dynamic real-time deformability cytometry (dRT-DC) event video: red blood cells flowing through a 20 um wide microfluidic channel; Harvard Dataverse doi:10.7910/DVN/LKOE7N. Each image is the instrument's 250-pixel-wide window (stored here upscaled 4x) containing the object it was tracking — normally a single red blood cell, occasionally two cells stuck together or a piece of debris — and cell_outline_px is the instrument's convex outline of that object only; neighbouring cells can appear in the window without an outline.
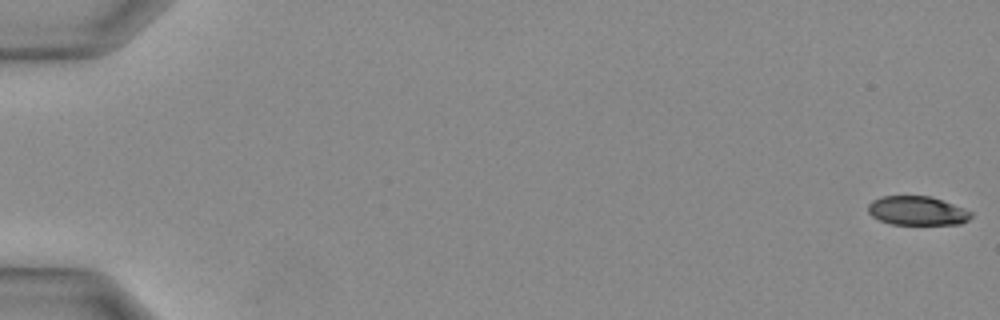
{"species": "Egyptian fruit bat (a non-hibernating species)", "species_latin": "Rousettus aegyptiacus", "temperature_condition": "warm", "stored_images_in_passage": 12, "camera_frame_rate_fps": 3000, "um_per_image_px": 0.085, "animal": {"sex": "female"}, "frame": {"image": 1, "passage_image": 1, "time_ms": 0.0, "image_size_px": [1000, 320], "cell_outline_px": [[972, 216], [968, 220], [960, 224], [892, 224], [880, 220], [872, 216], [868, 212], [868, 204], [872, 200], [880, 196], [932, 196], [964, 208], [972, 212]], "centroid_in_image_um": [77.96, 17.9], "position_along_channel_um": 7.0, "area_um2": 17.46}}
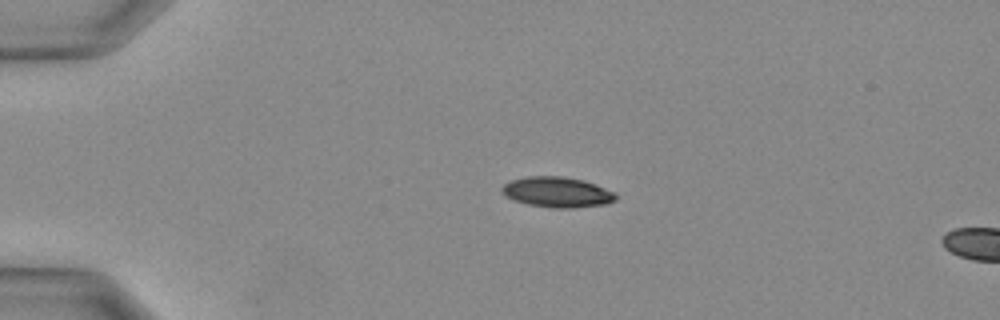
{"frame": {"image": 2, "passage_image": 9, "time_ms": 2.667, "image_size_px": [1000, 320], "cell_outline_px": [[620, 196], [616, 200], [604, 204], [572, 208], [552, 208], [528, 204], [512, 200], [504, 196], [500, 192], [500, 188], [504, 184], [512, 180], [528, 176], [564, 176], [584, 180], [616, 192]], "centroid_in_image_um": [47.36, 16.33], "position_along_channel_um": 37.6, "area_um2": 20.46}}